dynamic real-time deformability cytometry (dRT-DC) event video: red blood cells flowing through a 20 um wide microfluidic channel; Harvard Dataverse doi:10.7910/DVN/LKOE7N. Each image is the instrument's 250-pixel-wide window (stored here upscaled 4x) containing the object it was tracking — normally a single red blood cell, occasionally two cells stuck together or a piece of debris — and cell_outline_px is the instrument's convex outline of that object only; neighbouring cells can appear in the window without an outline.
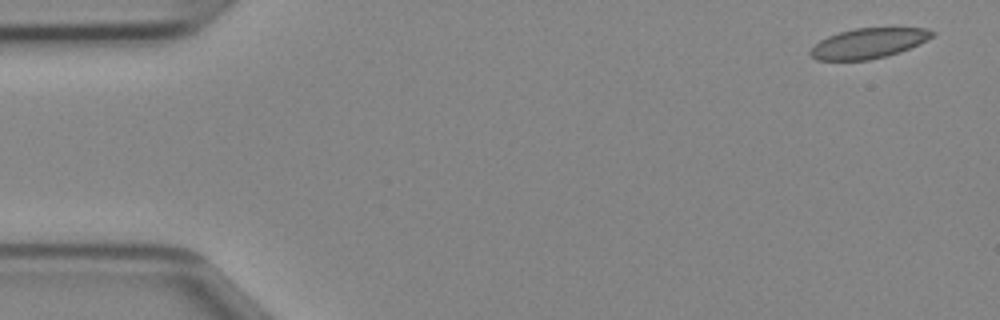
{"species": "Egyptian fruit bat (a non-hibernating species)", "species_latin": "Rousettus aegyptiacus", "temperature_condition": "cold", "stored_images_in_passage": 46, "camera_frame_rate_fps": 3000, "um_per_image_px": 0.085, "animal": {"sex": "female"}, "frame": {"image": 1, "passage_image": 1, "time_ms": 0.0, "image_size_px": [1000, 320], "cell_outline_px": [[936, 32], [932, 36], [900, 52], [888, 56], [868, 60], [816, 60], [808, 52], [820, 40], [828, 36], [840, 32], [856, 28], [924, 28]], "centroid_in_image_um": [73.78, 3.68], "position_along_channel_um": 11.2, "area_um2": 21.04}}
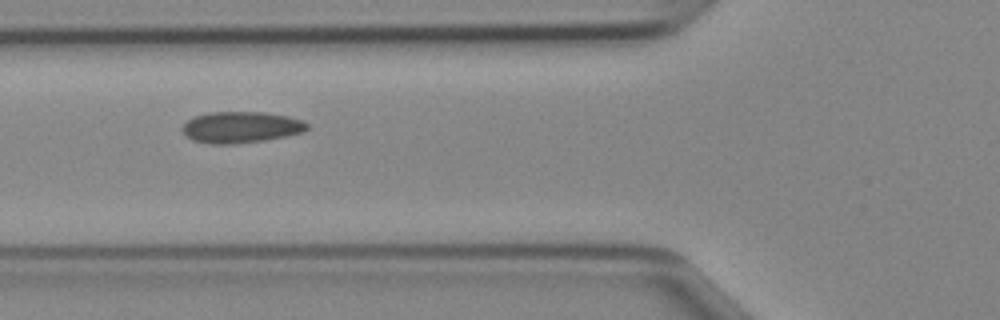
{"frame": {"image": 2, "passage_image": 16, "time_ms": 5.0, "image_size_px": [1000, 320], "cell_outline_px": [[308, 128], [304, 132], [264, 140], [236, 144], [212, 144], [192, 140], [184, 136], [180, 128], [188, 120], [196, 116], [208, 112], [264, 112], [288, 116], [304, 120], [308, 124]], "centroid_in_image_um": [20.46, 10.81], "position_along_channel_um": 105.3, "area_um2": 22.95}}
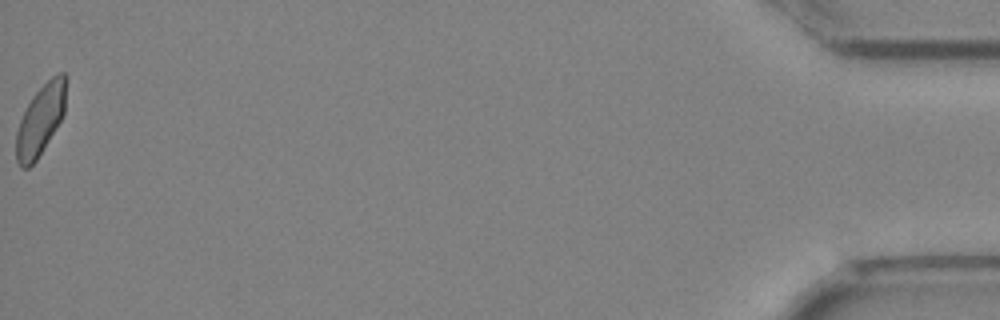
{"frame": {"image": 3, "passage_image": 46, "time_ms": 15.0, "image_size_px": [1000, 320], "cell_outline_px": [[64, 112], [60, 120], [36, 160], [28, 168], [20, 168], [16, 160], [16, 132], [20, 120], [32, 96], [56, 72], [64, 72]], "centroid_in_image_um": [3.39, 10.22], "position_along_channel_um": 431.8, "area_um2": 19.83}}